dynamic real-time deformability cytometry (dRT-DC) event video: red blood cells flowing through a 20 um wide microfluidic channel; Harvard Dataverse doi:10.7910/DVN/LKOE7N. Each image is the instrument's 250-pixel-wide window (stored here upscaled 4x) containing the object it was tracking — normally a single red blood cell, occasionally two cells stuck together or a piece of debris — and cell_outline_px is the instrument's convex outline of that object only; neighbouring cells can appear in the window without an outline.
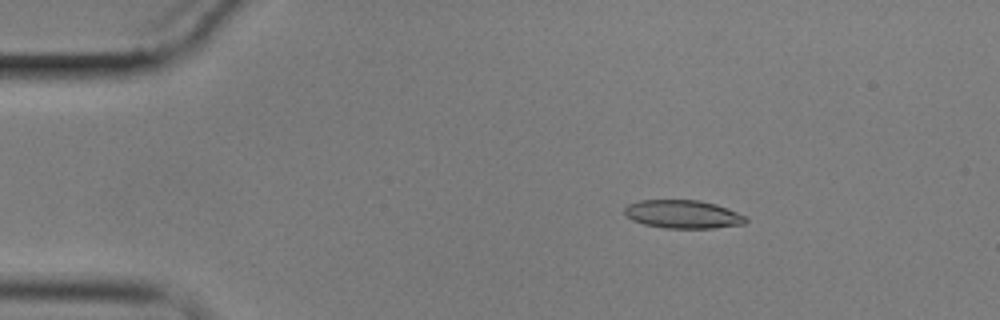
{"species": "common noctule bat (a hibernating species)", "species_latin": "Nyctalus noctula", "temperature_condition": "cold", "stored_images_in_passage": 5, "camera_frame_rate_fps": 3000, "um_per_image_px": 0.085, "animal": {"sex": "male", "body_mass_g": 17.9}, "frame": {"image": 1, "passage_image": 3, "time_ms": 2.333, "image_size_px": [1000, 320], "cell_outline_px": [[748, 220], [744, 224], [712, 228], [664, 228], [644, 224], [632, 220], [624, 212], [624, 208], [628, 204], [640, 200], [700, 200], [716, 204], [748, 216]], "centroid_in_image_um": [58.07, 18.21], "position_along_channel_um": 26.9, "area_um2": 20.06}}